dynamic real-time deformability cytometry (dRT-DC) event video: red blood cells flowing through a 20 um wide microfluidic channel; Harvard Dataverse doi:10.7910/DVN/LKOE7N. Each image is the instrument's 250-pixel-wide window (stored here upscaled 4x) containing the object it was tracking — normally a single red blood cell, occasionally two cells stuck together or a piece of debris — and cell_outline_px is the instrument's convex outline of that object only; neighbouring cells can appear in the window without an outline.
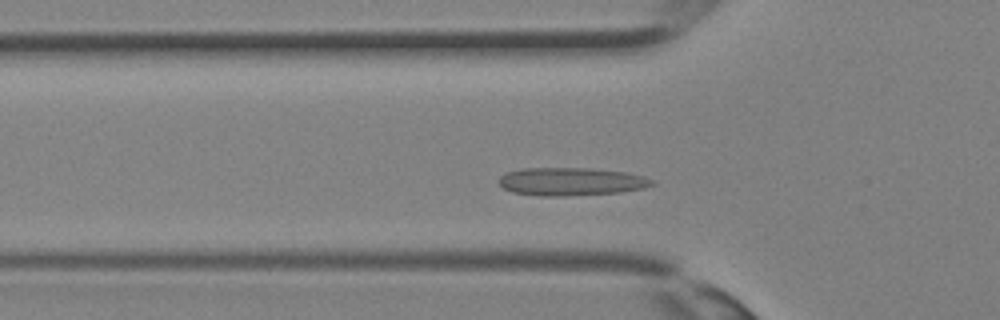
{"species": "Egyptian fruit bat (a non-hibernating species)", "species_latin": "Rousettus aegyptiacus", "temperature_condition": "room temperature", "stored_images_in_passage": 27, "camera_frame_rate_fps": 3000, "um_per_image_px": 0.085, "animal": {"sex": "female"}, "frame": {"image": 1, "passage_image": 6, "time_ms": 1.667, "image_size_px": [1000, 320], "cell_outline_px": [[656, 184], [644, 188], [620, 192], [564, 196], [540, 196], [512, 192], [504, 188], [500, 184], [500, 176], [504, 172], [520, 168], [592, 168], [624, 172], [644, 176], [652, 180]], "centroid_in_image_um": [48.53, 15.43], "position_along_channel_um": 77.3, "area_um2": 25.09}}
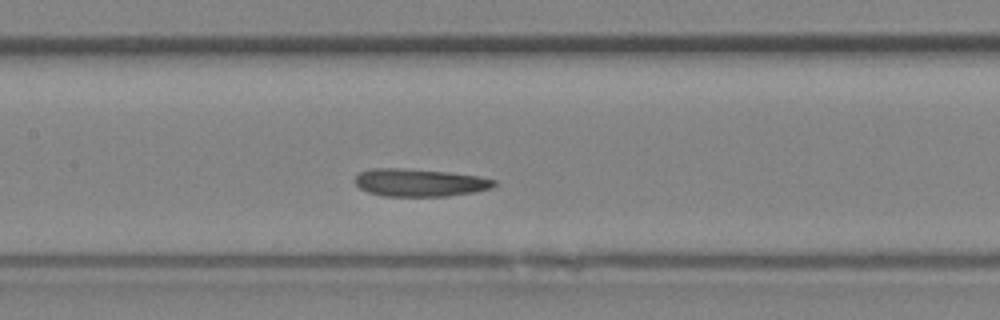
{"frame": {"image": 2, "passage_image": 11, "time_ms": 3.333, "image_size_px": [1000, 320], "cell_outline_px": [[496, 184], [492, 188], [476, 192], [448, 196], [384, 196], [368, 192], [360, 188], [356, 184], [356, 176], [360, 172], [372, 168], [400, 168], [448, 172], [480, 176], [496, 180]], "centroid_in_image_um": [35.71, 15.52], "position_along_channel_um": 171.7, "area_um2": 22.48}}
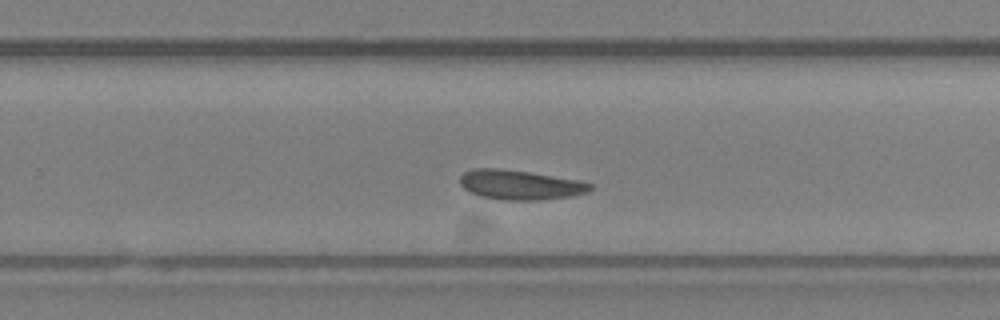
{"frame": {"image": 3, "passage_image": 17, "time_ms": 5.333, "image_size_px": [1000, 320], "cell_outline_px": [[592, 188], [588, 192], [576, 196], [540, 200], [500, 200], [480, 196], [464, 188], [460, 184], [460, 176], [464, 172], [472, 168], [500, 168], [528, 172], [580, 180], [592, 184]], "centroid_in_image_um": [44.23, 15.71], "position_along_channel_um": 285.6, "area_um2": 22.66}}